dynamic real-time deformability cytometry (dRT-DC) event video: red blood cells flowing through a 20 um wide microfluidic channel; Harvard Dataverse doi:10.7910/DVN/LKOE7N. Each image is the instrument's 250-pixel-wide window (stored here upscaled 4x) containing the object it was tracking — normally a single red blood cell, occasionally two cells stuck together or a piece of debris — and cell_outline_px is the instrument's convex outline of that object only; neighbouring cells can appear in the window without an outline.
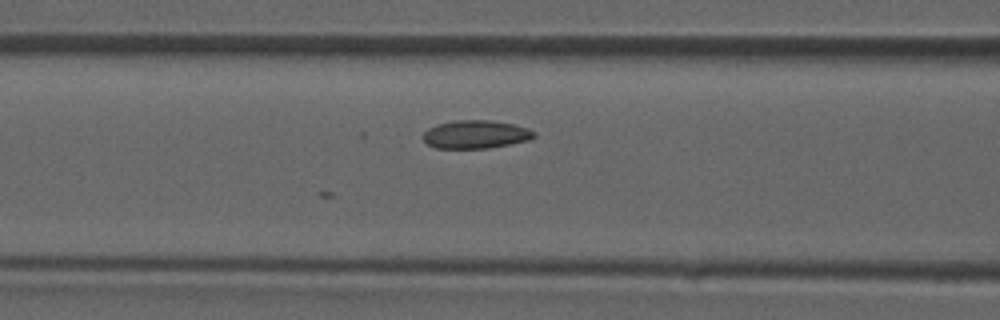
{"species": "common noctule bat (a hibernating species)", "species_latin": "Nyctalus noctula", "temperature_condition": "room temperature", "stored_images_in_passage": 38, "camera_frame_rate_fps": 3000, "um_per_image_px": 0.085, "animal": {"sex": "male", "forearm_length_mm": 52.5}, "frame": {"image": 1, "passage_image": 10, "time_ms": 3.0, "image_size_px": [1000, 320], "cell_outline_px": [[536, 136], [528, 140], [488, 148], [436, 148], [428, 144], [424, 140], [424, 132], [428, 128], [436, 124], [452, 120], [492, 120], [512, 124], [528, 128], [536, 132]], "centroid_in_image_um": [40.43, 11.41], "position_along_channel_um": 126.2, "area_um2": 18.21}}